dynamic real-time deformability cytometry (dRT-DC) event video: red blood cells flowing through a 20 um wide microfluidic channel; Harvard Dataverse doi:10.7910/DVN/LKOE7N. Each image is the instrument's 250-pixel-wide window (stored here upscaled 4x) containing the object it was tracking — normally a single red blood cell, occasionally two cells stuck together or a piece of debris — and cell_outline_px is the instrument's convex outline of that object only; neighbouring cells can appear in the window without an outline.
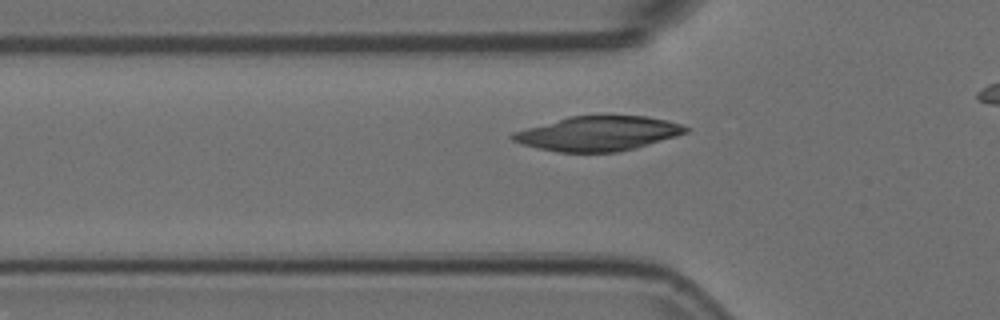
{"species": "Egyptian fruit bat (a non-hibernating species)", "species_latin": "Rousettus aegyptiacus", "temperature_condition": "room temperature", "stored_images_in_passage": 41, "camera_frame_rate_fps": 3000, "um_per_image_px": 0.085, "animal": {"sex": "female"}, "frame": {"image": 1, "passage_image": 14, "time_ms": 4.333, "image_size_px": [1000, 320], "cell_outline_px": [[688, 132], [676, 136], [636, 148], [616, 152], [560, 152], [540, 148], [524, 144], [512, 140], [508, 136], [512, 132], [568, 116], [648, 116], [668, 120], [680, 124], [688, 128]], "centroid_in_image_um": [50.84, 11.34], "position_along_channel_um": 75.0, "area_um2": 34.68}}
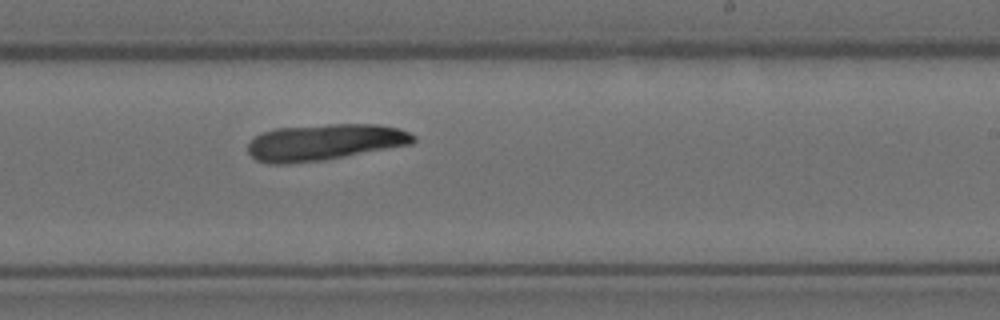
{"frame": {"image": 2, "passage_image": 29, "time_ms": 9.333, "image_size_px": [1000, 320], "cell_outline_px": [[416, 140], [412, 144], [324, 160], [288, 164], [268, 164], [256, 160], [248, 152], [248, 144], [256, 136], [264, 132], [276, 128], [332, 124], [380, 124], [400, 128], [416, 136]], "centroid_in_image_um": [27.61, 12.09], "position_along_channel_um": 261.4, "area_um2": 35.08}}
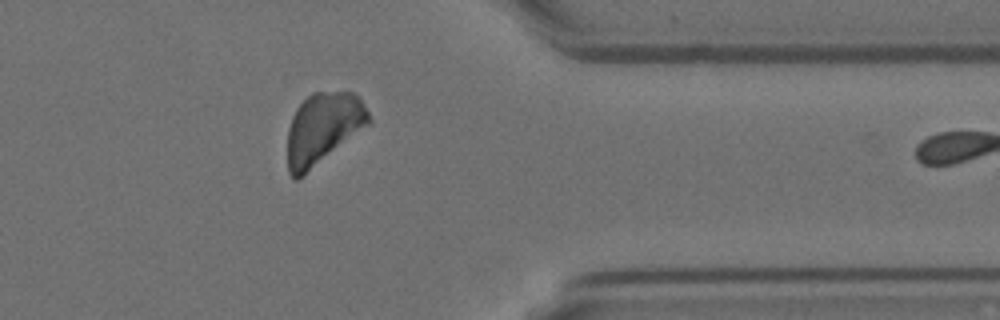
{"frame": {"image": 3, "passage_image": 40, "time_ms": 13.0, "image_size_px": [1000, 320], "cell_outline_px": [[372, 120], [368, 124], [304, 176], [296, 180], [292, 180], [288, 172], [288, 128], [292, 116], [296, 108], [312, 92], [352, 92], [360, 96]], "centroid_in_image_um": [27.44, 10.93], "position_along_channel_um": 384.0, "area_um2": 33.76}}